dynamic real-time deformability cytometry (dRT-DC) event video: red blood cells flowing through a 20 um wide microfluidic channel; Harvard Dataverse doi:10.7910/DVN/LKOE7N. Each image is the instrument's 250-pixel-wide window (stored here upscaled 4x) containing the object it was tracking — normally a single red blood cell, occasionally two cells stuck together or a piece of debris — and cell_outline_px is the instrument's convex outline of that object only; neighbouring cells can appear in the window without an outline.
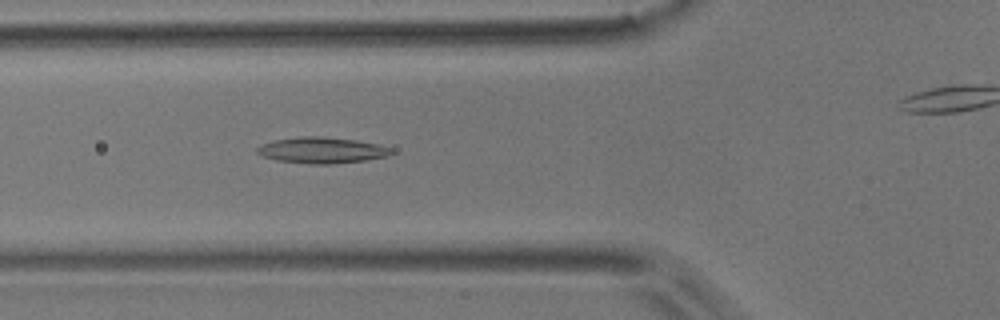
{"species": "common noctule bat (a hibernating species)", "species_latin": "Nyctalus noctula", "temperature_condition": "room temperature", "stored_images_in_passage": 30, "camera_frame_rate_fps": 3000, "um_per_image_px": 0.085, "animal": {"sex": "male", "body_mass_g": 17.9}, "frame": {"image": 1, "passage_image": 3, "time_ms": 0.667, "image_size_px": [1000, 320], "cell_outline_px": [[392, 152], [388, 156], [364, 160], [328, 164], [312, 164], [276, 160], [264, 156], [256, 152], [256, 148], [260, 144], [272, 140], [296, 136], [320, 136], [356, 140], [376, 144], [392, 148]], "centroid_in_image_um": [27.3, 12.75], "position_along_channel_um": 98.5, "area_um2": 20.35}}
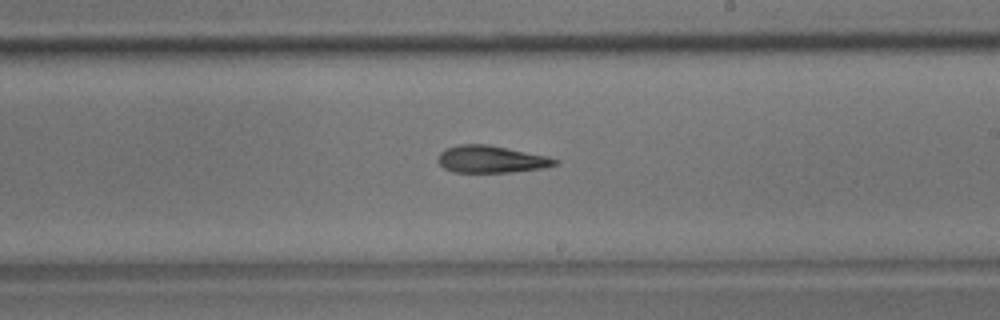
{"frame": {"image": 2, "passage_image": 15, "time_ms": 4.667, "image_size_px": [1000, 320], "cell_outline_px": [[560, 160], [556, 164], [544, 168], [512, 172], [452, 172], [444, 168], [436, 160], [440, 152], [448, 148], [460, 144], [488, 144], [548, 156]], "centroid_in_image_um": [41.75, 13.54], "position_along_channel_um": 247.3, "area_um2": 18.55}}
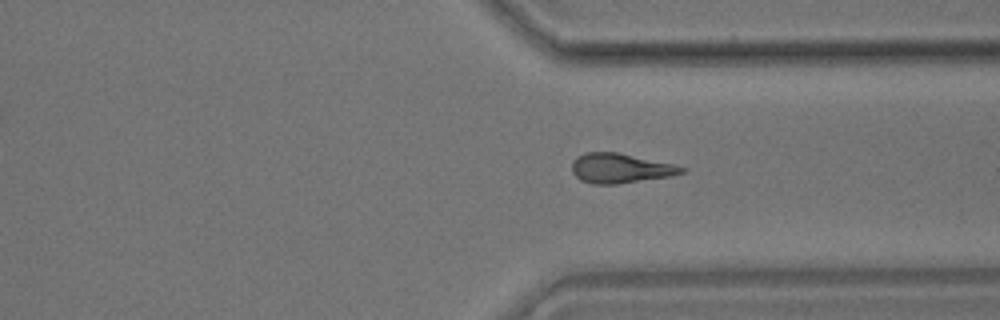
{"frame": {"image": 3, "passage_image": 24, "time_ms": 7.667, "image_size_px": [1000, 320], "cell_outline_px": [[688, 172], [672, 176], [616, 184], [592, 184], [580, 180], [572, 172], [572, 160], [576, 156], [584, 152], [616, 152], [672, 164], [688, 168]], "centroid_in_image_um": [52.72, 14.3], "position_along_channel_um": 358.7, "area_um2": 19.07}}